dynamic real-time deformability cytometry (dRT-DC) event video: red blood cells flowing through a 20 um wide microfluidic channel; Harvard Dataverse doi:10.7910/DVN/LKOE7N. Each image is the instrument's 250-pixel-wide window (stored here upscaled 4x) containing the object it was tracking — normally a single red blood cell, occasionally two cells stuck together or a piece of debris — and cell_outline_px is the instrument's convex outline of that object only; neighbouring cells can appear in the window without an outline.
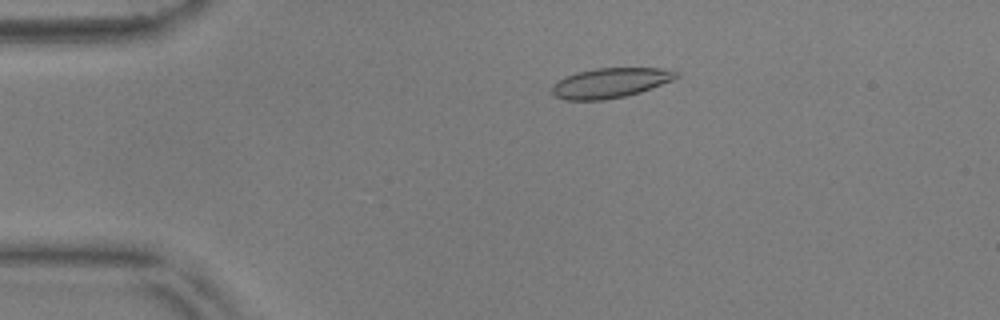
{"species": "common noctule bat (a hibernating species)", "species_latin": "Nyctalus noctula", "temperature_condition": "warm", "stored_images_in_passage": 55, "camera_frame_rate_fps": 3000, "um_per_image_px": 0.085, "animal": {"sex": "male", "body_mass_g": 17.9, "forearm_length_mm": 54.2}, "frame": {"image": 1, "passage_image": 11, "time_ms": 3.333, "image_size_px": [1000, 320], "cell_outline_px": [[680, 76], [672, 80], [640, 92], [624, 96], [604, 100], [564, 100], [556, 96], [552, 92], [552, 84], [564, 76], [576, 72], [596, 68], [664, 68], [676, 72]], "centroid_in_image_um": [51.83, 7.04], "position_along_channel_um": 33.2, "area_um2": 21.62}}
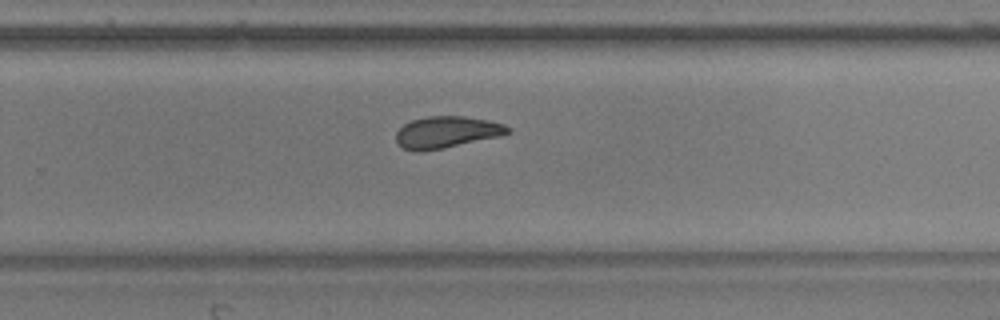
{"frame": {"image": 2, "passage_image": 36, "time_ms": 11.667, "image_size_px": [1000, 320], "cell_outline_px": [[508, 132], [500, 136], [420, 152], [416, 152], [404, 148], [396, 140], [396, 132], [404, 124], [412, 120], [428, 116], [464, 116], [488, 120], [504, 124], [508, 128]], "centroid_in_image_um": [37.93, 11.22], "position_along_channel_um": 291.9, "area_um2": 20.23}}
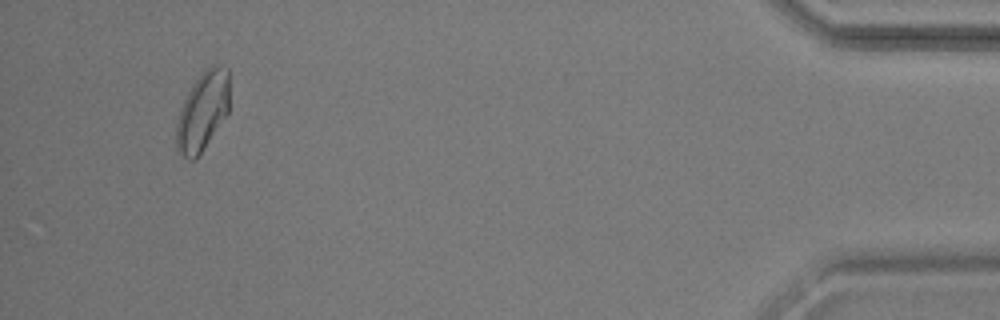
{"frame": {"image": 3, "passage_image": 52, "time_ms": 17.0, "image_size_px": [1000, 320], "cell_outline_px": [[228, 112], [196, 160], [188, 160], [176, 152], [176, 120], [180, 108], [192, 84], [204, 68], [212, 64], [220, 64], [228, 68]], "centroid_in_image_um": [17.19, 9.45], "position_along_channel_um": 418.0, "area_um2": 24.68}, "authors_computed_cell_mechanics": {"area_um2": 21.5594, "velocity_mm_per_s": 3.6448, "shape_relaxation_time_tau1_ms": 4.1136, "shape_relaxation_time_tau2_ms": 1.9674, "deformation_change_tau1": 0.1446, "deformation_change_tau2": 0.0929}}